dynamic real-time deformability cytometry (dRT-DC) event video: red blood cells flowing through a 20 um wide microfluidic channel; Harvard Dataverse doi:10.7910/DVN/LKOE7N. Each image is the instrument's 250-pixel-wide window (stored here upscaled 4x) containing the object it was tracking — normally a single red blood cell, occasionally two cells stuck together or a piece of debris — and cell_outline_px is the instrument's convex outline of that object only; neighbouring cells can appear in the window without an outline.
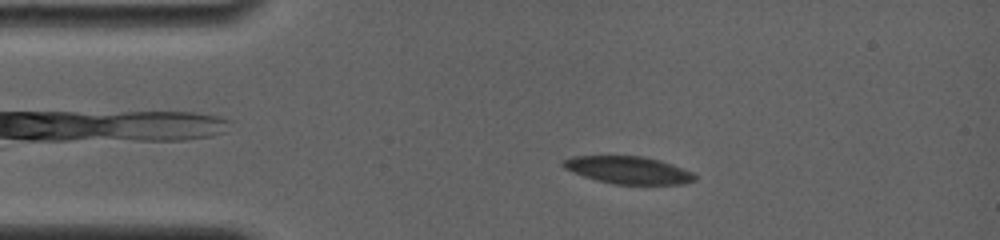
{"species": "common noctule bat (a hibernating species)", "species_latin": "Nyctalus noctula", "temperature_condition": "room temperature", "stored_images_in_passage": 69, "camera_frame_rate_fps": 4000, "um_per_image_px": 0.085, "animal": {"sex": "female", "body_mass_g": 19.0, "forearm_length_mm": 56.7}, "frame": {"image": 1, "passage_image": 13, "time_ms": 3.0, "image_size_px": [1000, 240], "cell_outline_px": [[696, 180], [684, 184], [612, 184], [596, 180], [572, 172], [564, 168], [560, 164], [564, 160], [572, 156], [644, 156], [660, 160], [672, 164], [692, 172], [696, 176]], "centroid_in_image_um": [53.4, 14.46], "position_along_channel_um": 31.6, "area_um2": 21.1}}
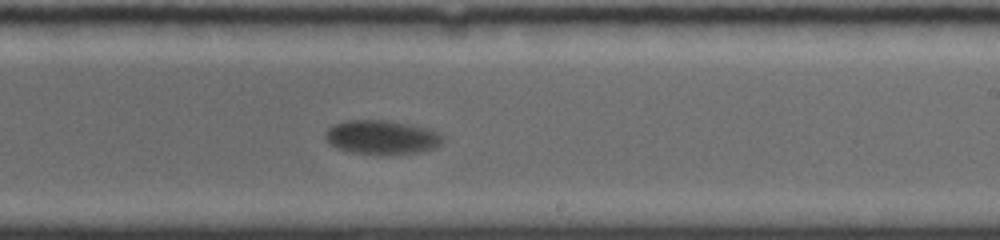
{"frame": {"image": 2, "passage_image": 42, "time_ms": 10.25, "image_size_px": [1000, 240], "cell_outline_px": [[444, 140], [440, 144], [432, 148], [420, 152], [388, 156], [356, 152], [336, 148], [328, 144], [324, 136], [328, 128], [336, 124], [348, 120], [384, 120], [408, 124], [428, 128], [444, 136]], "centroid_in_image_um": [32.45, 11.68], "position_along_channel_um": 256.5, "area_um2": 23.41}}
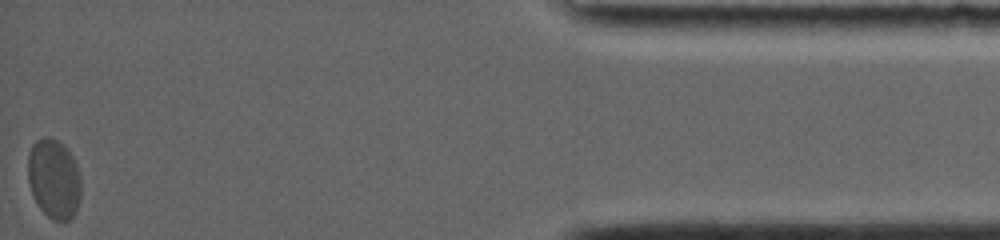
{"frame": {"image": 3, "passage_image": 69, "time_ms": 17.0, "image_size_px": [1000, 240], "cell_outline_px": [[80, 200], [76, 212], [68, 220], [52, 220], [40, 208], [32, 192], [28, 180], [28, 152], [32, 144], [36, 140], [56, 140], [72, 156], [80, 172]], "centroid_in_image_um": [4.59, 15.24], "position_along_channel_um": 430.6, "area_um2": 24.16}, "authors_computed_cell_mechanics": {"area_um2": 23.409, "velocity_mm_per_s": 3.6195, "shape_relaxation_time_tau1_ms": 4.9146, "shape_relaxation_time_tau2_ms": null, "deformation_change_tau1": 0.1115, "deformation_change_tau2": null}}